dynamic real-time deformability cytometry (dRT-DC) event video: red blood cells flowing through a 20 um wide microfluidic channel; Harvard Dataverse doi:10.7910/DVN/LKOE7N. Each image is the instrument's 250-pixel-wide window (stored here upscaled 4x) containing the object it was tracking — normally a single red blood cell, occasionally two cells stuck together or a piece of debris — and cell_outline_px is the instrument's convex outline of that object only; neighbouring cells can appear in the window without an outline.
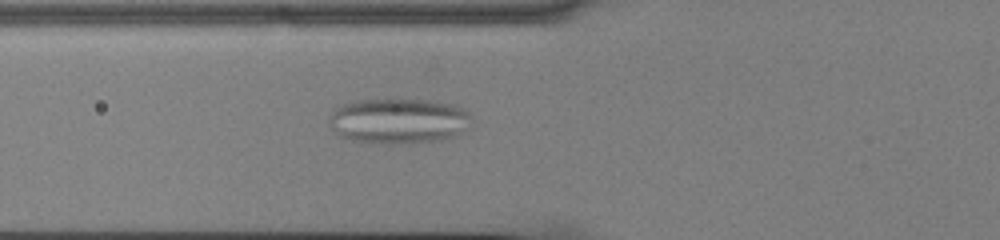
{"species": "common noctule bat (a hibernating species)", "species_latin": "Nyctalus noctula", "temperature_condition": "cold", "stored_images_in_passage": 52, "camera_frame_rate_fps": 3000, "um_per_image_px": 0.085, "animal": {"sex": "male", "body_mass_g": 13.0, "forearm_length_mm": 53.1}, "frame": {"image": 1, "passage_image": 18, "time_ms": 5.667, "image_size_px": [1000, 240], "cell_outline_px": [[468, 128], [464, 132], [448, 140], [412, 144], [376, 144], [352, 140], [336, 136], [328, 120], [332, 108], [356, 100], [396, 96], [436, 100], [456, 104], [468, 108]], "centroid_in_image_um": [33.89, 10.25], "position_along_channel_um": 91.9, "area_um2": 39.94}}
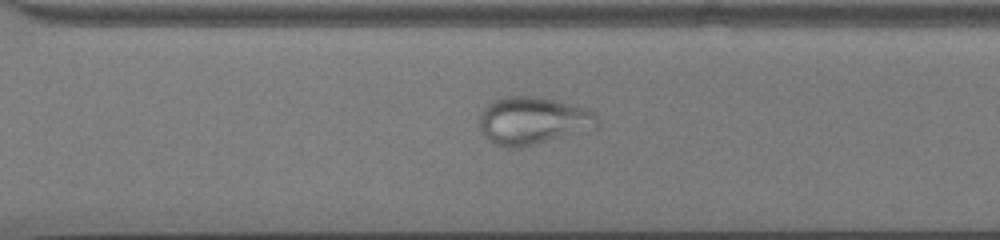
{"frame": {"image": 2, "passage_image": 37, "time_ms": 12.0, "image_size_px": [1000, 240], "cell_outline_px": [[600, 124], [596, 128], [516, 148], [508, 148], [496, 144], [488, 140], [484, 136], [480, 128], [480, 112], [492, 100], [504, 96], [536, 96], [588, 108], [596, 112], [600, 120]], "centroid_in_image_um": [45.3, 10.24], "position_along_channel_um": 325.3, "area_um2": 32.71}}
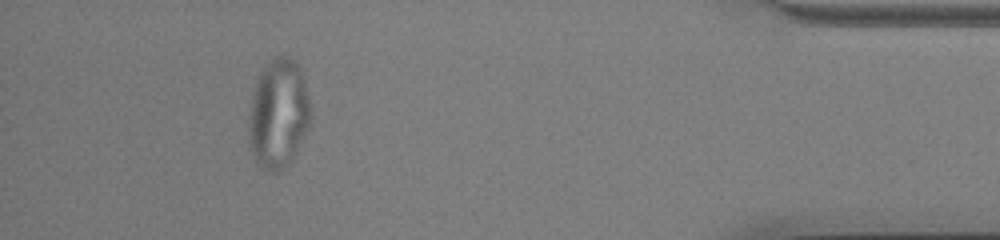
{"frame": {"image": 3, "passage_image": 48, "time_ms": 15.667, "image_size_px": [1000, 240], "cell_outline_px": [[312, 116], [308, 128], [292, 164], [280, 172], [272, 172], [264, 168], [256, 160], [252, 152], [248, 140], [248, 116], [252, 96], [256, 80], [260, 68], [264, 64], [276, 56], [288, 56], [296, 64], [304, 80], [312, 112]], "centroid_in_image_um": [23.66, 9.7], "position_along_channel_um": 411.5, "area_um2": 40.06}}